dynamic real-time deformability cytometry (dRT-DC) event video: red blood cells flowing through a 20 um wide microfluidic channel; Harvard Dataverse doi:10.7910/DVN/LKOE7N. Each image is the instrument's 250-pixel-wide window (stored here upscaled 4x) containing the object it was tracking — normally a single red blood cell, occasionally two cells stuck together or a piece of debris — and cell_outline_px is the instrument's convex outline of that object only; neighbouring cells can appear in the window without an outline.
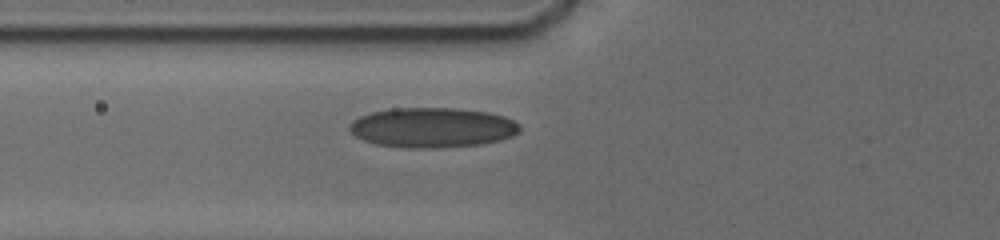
{"species": "human", "species_latin": "Homo sapiens", "temperature_condition": "cold", "stored_images_in_passage": 23, "camera_frame_rate_fps": 3000, "um_per_image_px": 0.085, "donor": {"sex": "male"}, "frame": {"image": 1, "passage_image": 3, "time_ms": 1.333, "image_size_px": [1000, 240], "cell_outline_px": [[520, 132], [512, 136], [500, 140], [480, 144], [436, 148], [408, 148], [376, 144], [364, 140], [356, 136], [348, 128], [348, 124], [352, 120], [360, 116], [372, 112], [392, 108], [460, 108], [488, 112], [504, 116], [520, 124]], "centroid_in_image_um": [36.75, 10.84], "position_along_channel_um": 89.0, "area_um2": 39.77}}
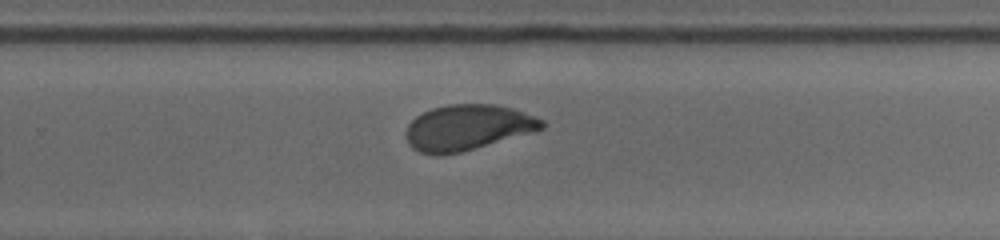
{"frame": {"image": 2, "passage_image": 11, "time_ms": 6.667, "image_size_px": [1000, 240], "cell_outline_px": [[544, 128], [460, 152], [436, 156], [420, 152], [412, 148], [408, 144], [404, 136], [408, 124], [416, 116], [432, 108], [448, 104], [496, 104], [512, 108], [536, 116], [544, 120]], "centroid_in_image_um": [39.69, 10.83], "position_along_channel_um": 290.1, "area_um2": 35.95}}
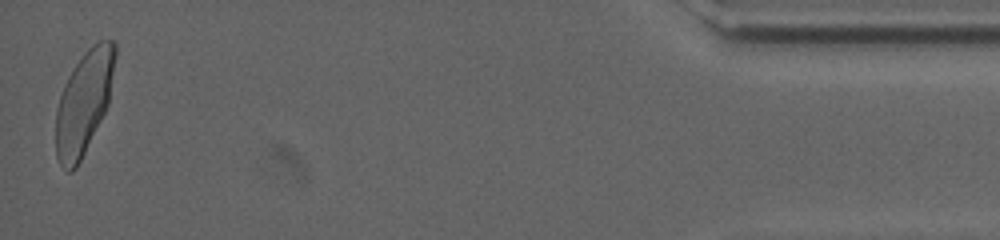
{"frame": {"image": 3, "passage_image": 23, "time_ms": 12.333, "image_size_px": [1000, 240], "cell_outline_px": [[116, 56], [108, 104], [76, 168], [72, 172], [68, 172], [60, 164], [56, 156], [56, 108], [64, 84], [68, 76], [84, 52], [92, 44], [100, 40], [112, 40], [116, 44]], "centroid_in_image_um": [7.12, 8.68], "position_along_channel_um": 428.1, "area_um2": 35.14}, "authors_computed_cell_mechanics": {"area_um2": 36.5874, "velocity_mm_per_s": 3.7653, "shape_relaxation_time_tau1_ms": 6.6676, "shape_relaxation_time_tau2_ms": 0.9756, "deformation_change_tau1": 0.1674, "deformation_change_tau2": 0.0593}}